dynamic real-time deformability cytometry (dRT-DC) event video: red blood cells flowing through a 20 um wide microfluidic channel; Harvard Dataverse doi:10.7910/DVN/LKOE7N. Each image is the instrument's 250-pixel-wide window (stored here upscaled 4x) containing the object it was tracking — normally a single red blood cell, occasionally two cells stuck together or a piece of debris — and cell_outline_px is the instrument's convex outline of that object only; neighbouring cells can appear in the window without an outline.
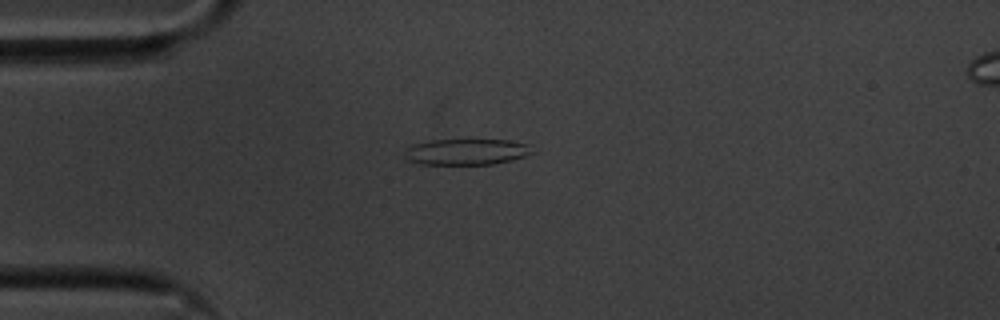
{"species": "common noctule bat (a hibernating species)", "species_latin": "Nyctalus noctula", "temperature_condition": "cold", "stored_images_in_passage": 43, "camera_frame_rate_fps": 3000, "um_per_image_px": 0.085, "animal": {"sex": "male", "body_mass_g": 20.1, "forearm_length_mm": 53.5}, "frame": {"image": 1, "passage_image": 1, "time_ms": 0.0, "image_size_px": [1000, 320], "cell_outline_px": [[536, 152], [512, 160], [492, 164], [420, 164], [404, 160], [404, 156], [408, 148], [412, 144], [432, 140], [512, 140], [528, 144]], "centroid_in_image_um": [39.66, 12.9], "position_along_channel_um": 45.3, "area_um2": 19.48}}
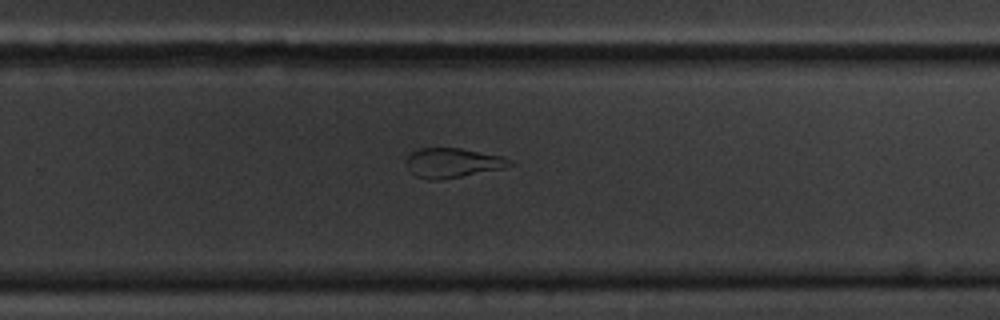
{"frame": {"image": 2, "passage_image": 23, "time_ms": 7.333, "image_size_px": [1000, 320], "cell_outline_px": [[516, 164], [504, 168], [440, 180], [428, 180], [416, 176], [408, 168], [404, 160], [412, 152], [420, 148], [460, 148], [500, 156], [512, 160]], "centroid_in_image_um": [38.47, 13.84], "position_along_channel_um": 291.3, "area_um2": 17.8}}
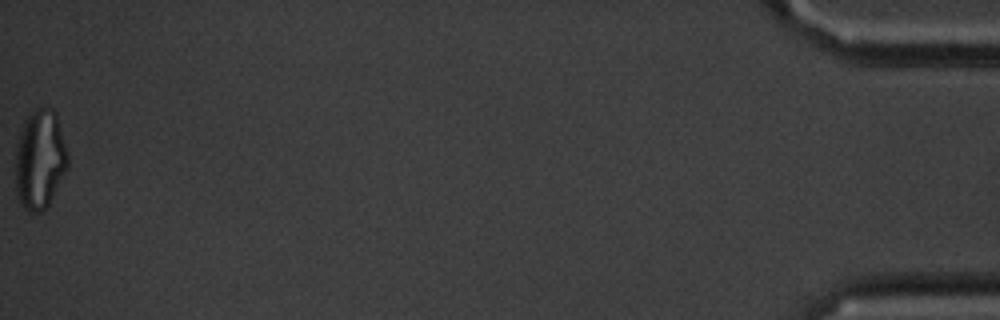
{"frame": {"image": 3, "passage_image": 43, "time_ms": 14.0, "image_size_px": [1000, 320], "cell_outline_px": [[68, 168], [44, 212], [28, 212], [20, 204], [16, 192], [16, 144], [20, 132], [28, 116], [36, 108], [52, 108], [56, 112], [68, 152]], "centroid_in_image_um": [3.4, 13.58], "position_along_channel_um": 431.8, "area_um2": 30.46}, "authors_computed_cell_mechanics": {"area_um2": 18.5538, "velocity_mm_per_s": 3.5802, "shape_relaxation_time_tau1_ms": null, "shape_relaxation_time_tau2_ms": 1.2696, "deformation_change_tau1": null, "deformation_change_tau2": 0.0789}}